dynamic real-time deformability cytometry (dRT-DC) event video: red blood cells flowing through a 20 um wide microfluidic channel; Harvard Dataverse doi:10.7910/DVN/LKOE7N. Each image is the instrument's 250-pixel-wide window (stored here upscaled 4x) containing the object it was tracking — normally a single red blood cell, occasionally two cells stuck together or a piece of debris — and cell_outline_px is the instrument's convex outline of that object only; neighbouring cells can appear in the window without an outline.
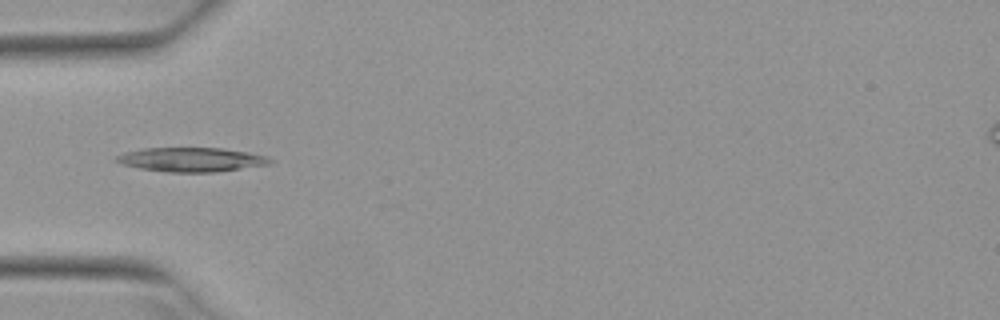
{"species": "Egyptian fruit bat (a non-hibernating species)", "species_latin": "Rousettus aegyptiacus", "temperature_condition": "warm", "stored_images_in_passage": 4, "camera_frame_rate_fps": 3000, "um_per_image_px": 0.085, "animal": {"sex": "female"}, "frame": {"image": 1, "passage_image": 2, "time_ms": 0.333, "image_size_px": [1000, 320], "cell_outline_px": [[272, 160], [268, 164], [216, 172], [168, 172], [140, 168], [124, 164], [112, 160], [116, 156], [124, 152], [144, 148], [220, 148], [248, 152], [268, 156]], "centroid_in_image_um": [16.24, 13.56], "position_along_channel_um": 68.8, "area_um2": 21.5}}
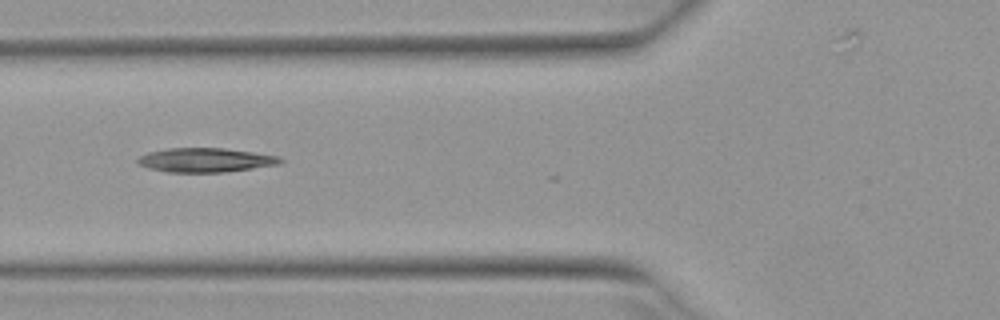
{"frame": {"image": 2, "passage_image": 3, "time_ms": 0.667, "image_size_px": [1000, 320], "cell_outline_px": [[284, 160], [280, 164], [228, 172], [168, 172], [148, 168], [136, 164], [136, 160], [140, 156], [148, 152], [168, 148], [224, 148], [280, 156]], "centroid_in_image_um": [17.46, 13.61], "position_along_channel_um": 108.3, "area_um2": 20.23}}